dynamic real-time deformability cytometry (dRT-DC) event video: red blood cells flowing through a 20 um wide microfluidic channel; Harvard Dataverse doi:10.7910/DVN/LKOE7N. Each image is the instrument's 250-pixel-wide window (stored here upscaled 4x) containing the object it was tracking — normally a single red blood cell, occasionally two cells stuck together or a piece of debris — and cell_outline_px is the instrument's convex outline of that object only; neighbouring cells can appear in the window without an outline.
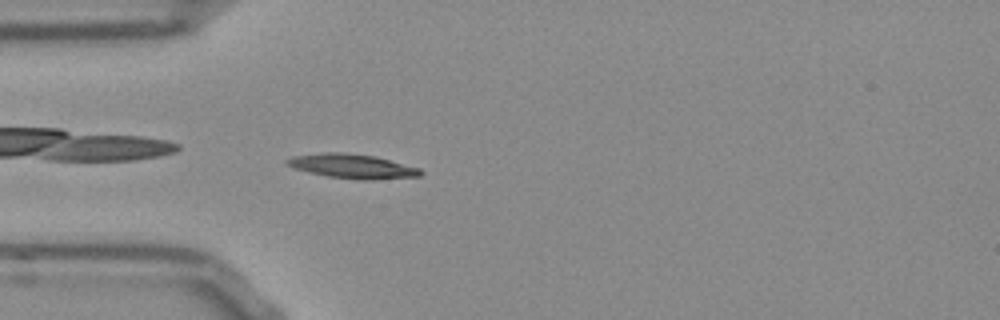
{"species": "Egyptian fruit bat (a non-hibernating species)", "species_latin": "Rousettus aegyptiacus", "temperature_condition": "room temperature", "stored_images_in_passage": 52, "camera_frame_rate_fps": 3000, "um_per_image_px": 0.085, "frame": {"image": 1, "passage_image": 14, "time_ms": 4.333, "image_size_px": [1000, 320], "cell_outline_px": [[424, 172], [420, 176], [372, 180], [360, 180], [328, 176], [296, 168], [284, 164], [284, 160], [292, 156], [324, 152], [344, 152], [376, 156], [420, 168]], "centroid_in_image_um": [29.97, 14.12], "position_along_channel_um": 55.0, "area_um2": 18.96}}
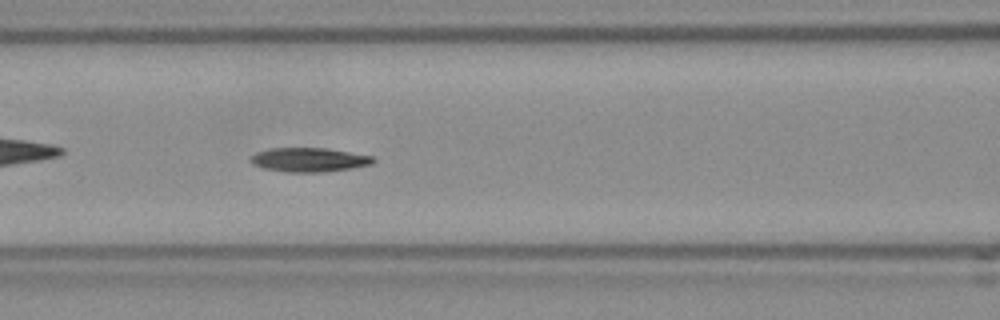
{"frame": {"image": 2, "passage_image": 21, "time_ms": 6.667, "image_size_px": [1000, 320], "cell_outline_px": [[376, 160], [372, 164], [352, 168], [320, 172], [288, 172], [264, 168], [252, 164], [252, 156], [256, 152], [272, 148], [324, 148], [372, 156]], "centroid_in_image_um": [26.28, 13.58], "position_along_channel_um": 140.3, "area_um2": 16.94}}
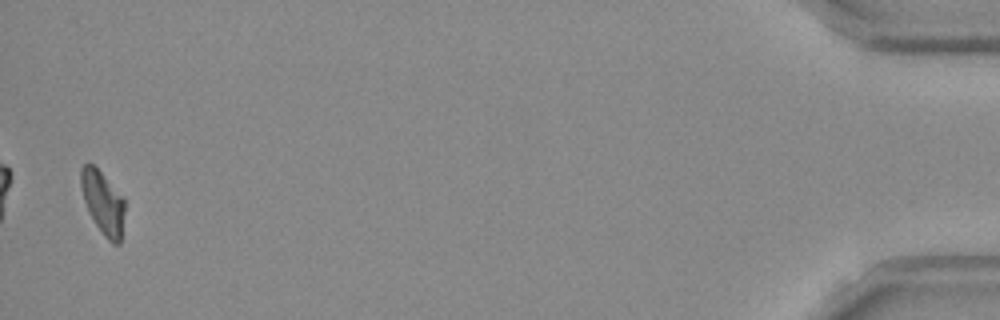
{"frame": {"image": 3, "passage_image": 51, "time_ms": 16.667, "image_size_px": [1000, 320], "cell_outline_px": [[124, 212], [120, 244], [112, 244], [104, 236], [96, 224], [84, 200], [80, 184], [80, 168], [88, 160], [124, 196]], "centroid_in_image_um": [8.75, 17.19], "position_along_channel_um": 426.5, "area_um2": 16.01}, "authors_computed_cell_mechanics": {"area_um2": 16.5019, "velocity_mm_per_s": 3.8156, "shape_relaxation_time_tau1_ms": 5.6074, "shape_relaxation_time_tau2_ms": 7.6586, "deformation_change_tau1": 0.2047, "deformation_change_tau2": 0.1454}}